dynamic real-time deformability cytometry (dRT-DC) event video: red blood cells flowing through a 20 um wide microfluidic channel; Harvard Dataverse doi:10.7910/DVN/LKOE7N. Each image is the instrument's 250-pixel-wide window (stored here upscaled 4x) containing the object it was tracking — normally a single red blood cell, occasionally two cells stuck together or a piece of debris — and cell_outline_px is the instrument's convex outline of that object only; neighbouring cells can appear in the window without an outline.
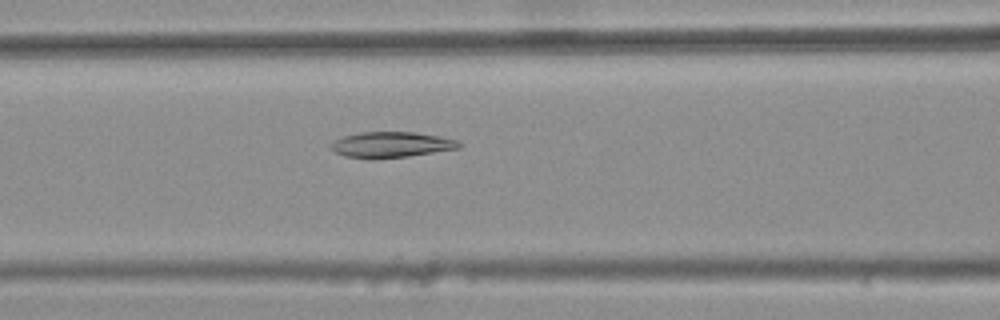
{"species": "common noctule bat (a hibernating species)", "species_latin": "Nyctalus noctula", "temperature_condition": "warm", "stored_images_in_passage": 35, "camera_frame_rate_fps": 3000, "um_per_image_px": 0.085, "animal": {"sex": "female", "body_mass_g": 25.1}, "frame": {"image": 1, "passage_image": 8, "time_ms": 2.333, "image_size_px": [1000, 320], "cell_outline_px": [[464, 144], [460, 148], [408, 156], [344, 156], [336, 152], [332, 148], [332, 144], [336, 140], [344, 136], [360, 132], [412, 132], [440, 136], [460, 140]], "centroid_in_image_um": [33.39, 12.25], "position_along_channel_um": 133.2, "area_um2": 18.38}}
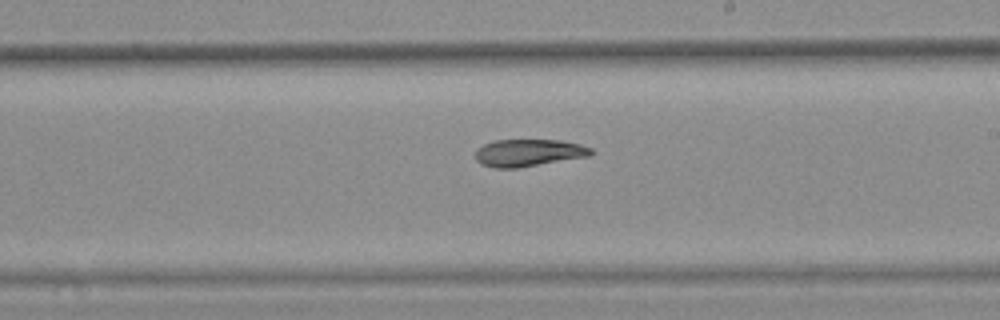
{"frame": {"image": 2, "passage_image": 17, "time_ms": 5.333, "image_size_px": [1000, 320], "cell_outline_px": [[596, 152], [592, 156], [516, 168], [496, 168], [480, 164], [476, 160], [476, 148], [484, 144], [496, 140], [560, 140], [580, 144], [592, 148]], "centroid_in_image_um": [44.97, 12.99], "position_along_channel_um": 244.0, "area_um2": 18.55}}
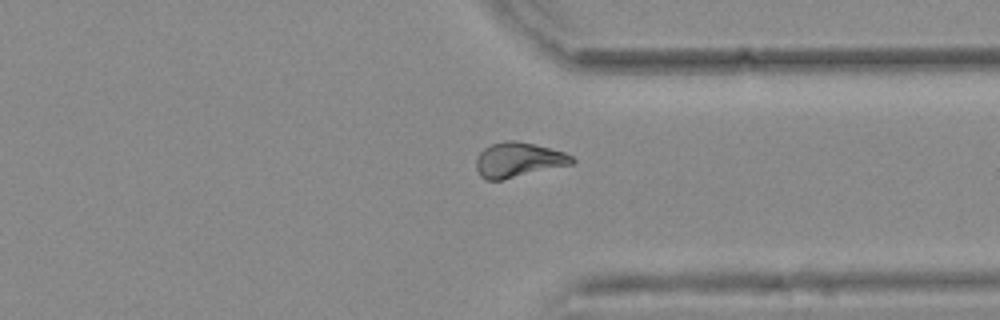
{"frame": {"image": 3, "passage_image": 27, "time_ms": 8.667, "image_size_px": [1000, 320], "cell_outline_px": [[576, 160], [572, 164], [504, 180], [484, 180], [480, 176], [476, 168], [476, 160], [480, 152], [484, 148], [492, 144], [504, 140], [516, 140], [564, 152], [572, 156]], "centroid_in_image_um": [44.04, 13.6], "position_along_channel_um": 367.4, "area_um2": 19.48}, "authors_computed_cell_mechanics": {"area_um2": 18.9006, "velocity_mm_per_s": 3.7049, "shape_relaxation_time_tau1_ms": null, "shape_relaxation_time_tau2_ms": 3.6996, "deformation_change_tau1": null, "deformation_change_tau2": 0.0732}}